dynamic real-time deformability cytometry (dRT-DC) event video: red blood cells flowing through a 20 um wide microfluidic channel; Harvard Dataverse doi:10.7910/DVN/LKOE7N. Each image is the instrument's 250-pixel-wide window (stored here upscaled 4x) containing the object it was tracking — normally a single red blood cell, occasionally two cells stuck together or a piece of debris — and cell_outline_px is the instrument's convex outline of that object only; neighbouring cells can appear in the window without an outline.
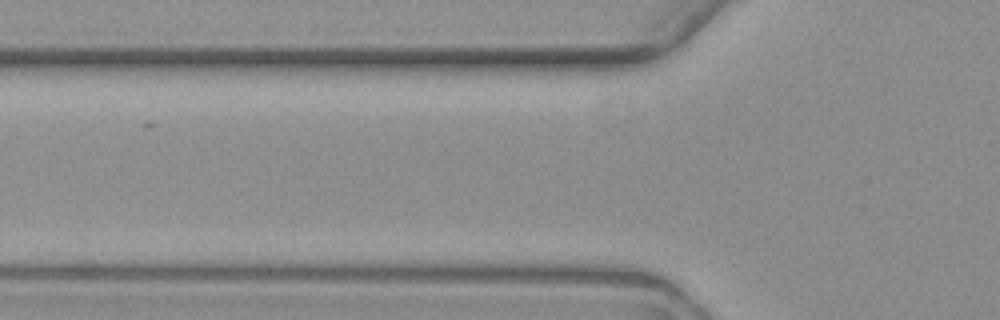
{"species": "common noctule bat (a hibernating species)", "species_latin": "Nyctalus noctula", "temperature_condition": "warm", "stored_images_in_passage": 6, "segment_of_instrument_passage": [1, 2], "camera_frame_rate_fps": 3000, "um_per_image_px": 0.085, "animal": {"sex": "female", "body_mass_g": 19.3, "forearm_length_mm": 54.1}, "frame": {"image": 1, "passage_image": 4, "time_ms": 4.333, "image_size_px": [1000, 320], "cell_outline_px": [[328, 276], [324, 280], [204, 280], [196, 276], [204, 260], [320, 260]], "centroid_in_image_um": [22.29, 22.96], "position_along_channel_um": 103.5, "area_um2": 17.98}}